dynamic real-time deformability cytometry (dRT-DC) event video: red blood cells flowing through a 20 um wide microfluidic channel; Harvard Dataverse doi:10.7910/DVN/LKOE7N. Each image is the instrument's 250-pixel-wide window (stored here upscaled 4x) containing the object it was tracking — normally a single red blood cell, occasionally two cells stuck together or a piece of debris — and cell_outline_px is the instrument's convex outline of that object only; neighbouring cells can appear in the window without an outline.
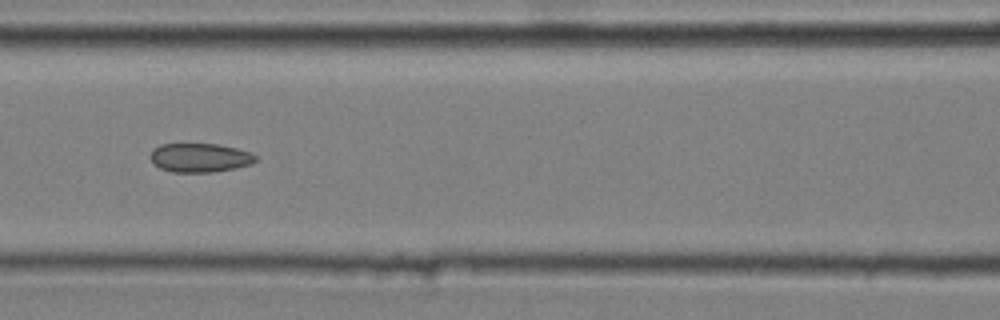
{"species": "common noctule bat (a hibernating species)", "species_latin": "Nyctalus noctula", "temperature_condition": "cold", "stored_images_in_passage": 9, "camera_frame_rate_fps": 3000, "um_per_image_px": 0.085, "animal": {"sex": "male", "body_mass_g": 20.4}, "frame": {"image": 1, "passage_image": 7, "time_ms": 2.0, "image_size_px": [1000, 320], "cell_outline_px": [[256, 160], [252, 164], [212, 172], [172, 172], [160, 168], [152, 164], [152, 148], [160, 144], [220, 144], [252, 152], [256, 156]], "centroid_in_image_um": [16.98, 13.4], "position_along_channel_um": 149.6, "area_um2": 17.74}}
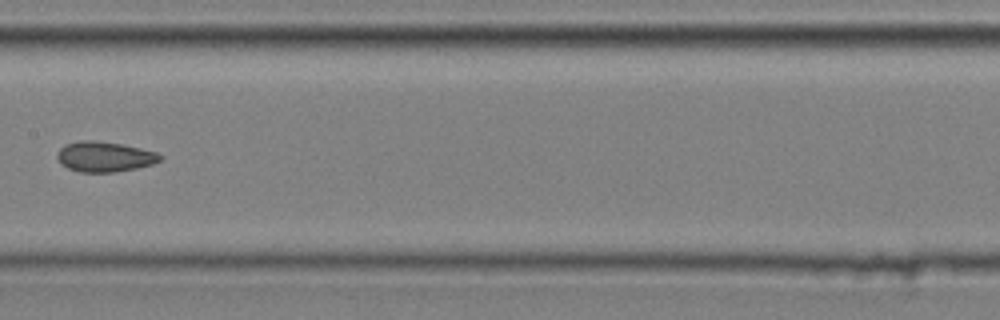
{"frame": {"image": 2, "passage_image": 8, "time_ms": 2.333, "image_size_px": [1000, 320], "cell_outline_px": [[164, 156], [160, 160], [152, 164], [136, 168], [112, 172], [80, 172], [68, 168], [60, 164], [56, 156], [56, 152], [64, 144], [80, 140], [92, 140], [120, 144], [140, 148], [156, 152]], "centroid_in_image_um": [8.84, 13.31], "position_along_channel_um": 198.6, "area_um2": 18.15}}
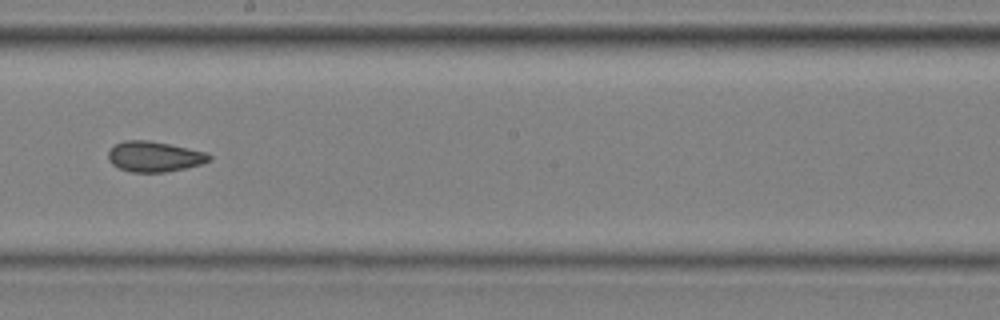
{"frame": {"image": 3, "passage_image": 9, "time_ms": 2.667, "image_size_px": [1000, 320], "cell_outline_px": [[212, 160], [200, 164], [184, 168], [164, 172], [132, 172], [120, 168], [112, 164], [108, 160], [108, 152], [116, 144], [124, 140], [148, 140], [208, 152], [212, 156]], "centroid_in_image_um": [13.13, 13.3], "position_along_channel_um": 235.1, "area_um2": 17.8}}